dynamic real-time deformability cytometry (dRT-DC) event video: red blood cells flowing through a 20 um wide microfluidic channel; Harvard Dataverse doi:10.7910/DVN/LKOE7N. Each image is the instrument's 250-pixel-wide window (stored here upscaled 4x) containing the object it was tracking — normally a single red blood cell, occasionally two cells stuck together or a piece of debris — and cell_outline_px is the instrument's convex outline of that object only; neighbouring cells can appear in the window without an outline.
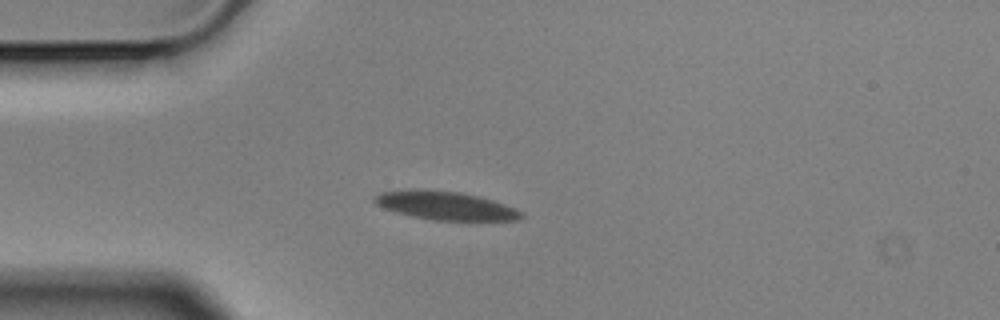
{"species": "Egyptian fruit bat (a non-hibernating species)", "species_latin": "Rousettus aegyptiacus", "temperature_condition": "cold", "stored_images_in_passage": 9, "camera_frame_rate_fps": 3000, "um_per_image_px": 0.085, "animal": {"sex": "male"}, "frame": {"image": 1, "passage_image": 2, "time_ms": 0.333, "image_size_px": [1000, 320], "cell_outline_px": [[524, 216], [516, 220], [432, 220], [412, 216], [384, 208], [376, 204], [372, 200], [372, 196], [380, 192], [412, 188], [424, 188], [460, 192], [480, 196], [516, 208]], "centroid_in_image_um": [37.8, 17.45], "position_along_channel_um": 47.2, "area_um2": 24.57}}
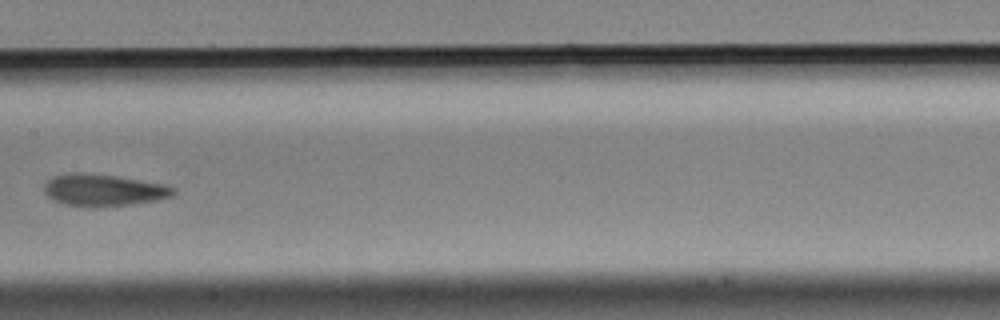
{"frame": {"image": 2, "passage_image": 6, "time_ms": 1.667, "image_size_px": [1000, 320], "cell_outline_px": [[176, 192], [172, 196], [156, 200], [128, 204], [88, 208], [64, 204], [48, 196], [44, 192], [44, 184], [52, 176], [64, 172], [80, 172], [116, 176], [168, 184], [176, 188]], "centroid_in_image_um": [8.79, 16.14], "position_along_channel_um": 198.6, "area_um2": 24.33}}
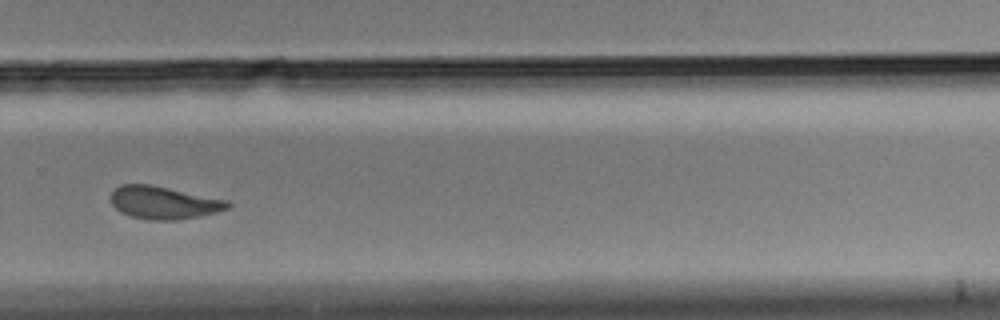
{"frame": {"image": 3, "passage_image": 9, "time_ms": 2.667, "image_size_px": [1000, 320], "cell_outline_px": [[232, 204], [228, 208], [216, 212], [200, 216], [176, 220], [152, 220], [132, 216], [120, 212], [112, 204], [112, 192], [120, 184], [152, 184], [228, 200]], "centroid_in_image_um": [13.94, 17.21], "position_along_channel_um": 315.9, "area_um2": 22.25}}